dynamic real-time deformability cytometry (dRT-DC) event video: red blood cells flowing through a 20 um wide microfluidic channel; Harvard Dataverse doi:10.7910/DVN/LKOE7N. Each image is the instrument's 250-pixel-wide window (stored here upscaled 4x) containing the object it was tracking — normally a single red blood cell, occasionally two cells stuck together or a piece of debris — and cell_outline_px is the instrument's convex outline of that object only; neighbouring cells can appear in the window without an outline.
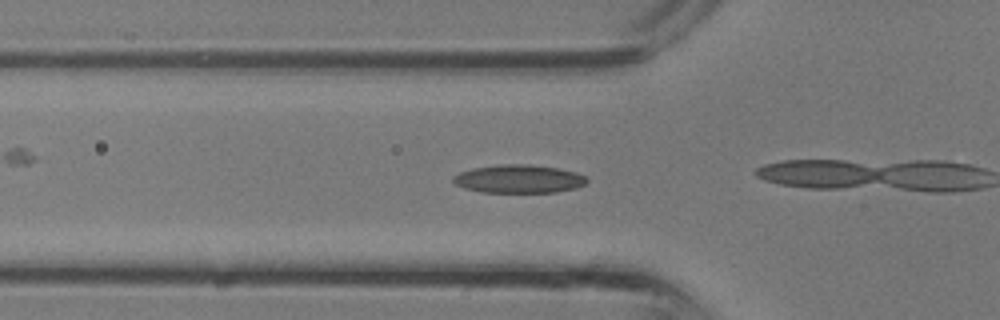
{"species": "common noctule bat (a hibernating species)", "species_latin": "Nyctalus noctula", "temperature_condition": "room temperature", "stored_images_in_passage": 18, "camera_frame_rate_fps": 3000, "um_per_image_px": 0.085, "animal": {"sex": "male", "body_mass_g": 13.3}, "frame": {"image": 1, "passage_image": 3, "time_ms": 0.667, "image_size_px": [1000, 320], "cell_outline_px": [[588, 180], [584, 184], [576, 188], [556, 192], [480, 192], [464, 188], [456, 184], [452, 180], [452, 176], [460, 172], [472, 168], [496, 164], [532, 164], [556, 168], [576, 172], [584, 176]], "centroid_in_image_um": [44.06, 15.2], "position_along_channel_um": 81.7, "area_um2": 22.08}}